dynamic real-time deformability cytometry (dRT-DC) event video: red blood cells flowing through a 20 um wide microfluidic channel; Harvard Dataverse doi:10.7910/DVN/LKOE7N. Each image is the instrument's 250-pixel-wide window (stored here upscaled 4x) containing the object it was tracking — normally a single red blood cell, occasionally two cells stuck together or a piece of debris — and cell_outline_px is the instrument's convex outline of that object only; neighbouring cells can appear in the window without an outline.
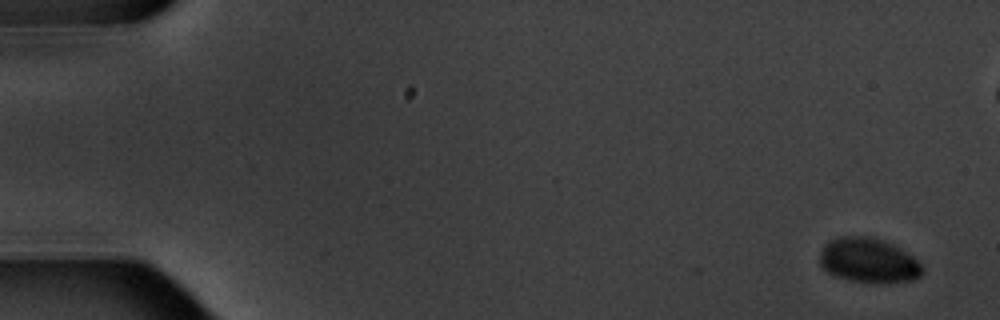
{"species": "common noctule bat (a hibernating species)", "species_latin": "Nyctalus noctula", "temperature_condition": "warm", "stored_images_in_passage": 2, "camera_frame_rate_fps": 3000, "um_per_image_px": 0.085, "animal": {"sex": "male", "body_mass_g": 20.1, "forearm_length_mm": 53.5}, "frame": {"image": 1, "passage_image": 2, "time_ms": 2.0, "image_size_px": [1000, 320], "cell_outline_px": [[924, 272], [916, 280], [848, 280], [836, 276], [828, 272], [820, 264], [820, 252], [824, 244], [828, 240], [840, 236], [872, 236], [884, 240], [900, 248], [912, 256], [924, 268]], "centroid_in_image_um": [73.8, 22.08], "position_along_channel_um": 11.2, "area_um2": 26.18}}